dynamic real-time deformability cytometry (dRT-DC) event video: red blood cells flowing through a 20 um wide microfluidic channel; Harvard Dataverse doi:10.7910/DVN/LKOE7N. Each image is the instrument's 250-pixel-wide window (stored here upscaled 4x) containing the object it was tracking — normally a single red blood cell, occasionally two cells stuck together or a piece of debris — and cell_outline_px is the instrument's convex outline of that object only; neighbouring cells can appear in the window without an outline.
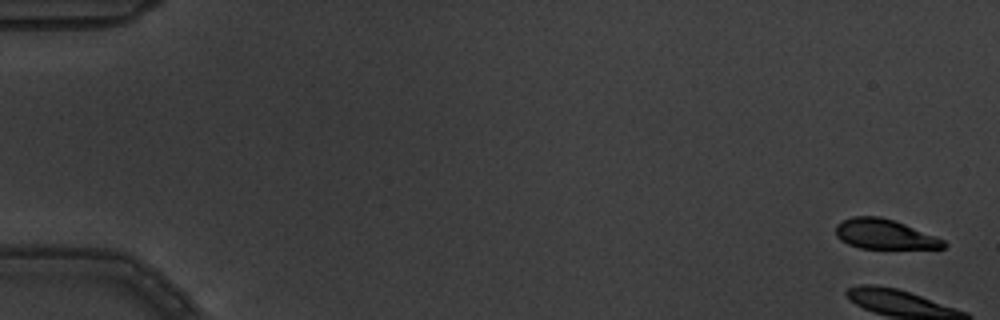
{"species": "common noctule bat (a hibernating species)", "species_latin": "Nyctalus noctula", "temperature_condition": "warm", "stored_images_in_passage": 6, "camera_frame_rate_fps": 3000, "um_per_image_px": 0.085, "animal": {"sex": "male", "body_mass_g": 19.5, "forearm_length_mm": 54.6}, "frame": {"image": 1, "passage_image": 1, "time_ms": 0.0, "image_size_px": [1000, 320], "cell_outline_px": [[948, 244], [944, 248], [860, 248], [848, 244], [840, 240], [836, 236], [836, 224], [852, 216], [880, 216], [904, 224], [936, 236], [944, 240]], "centroid_in_image_um": [75.17, 19.91], "position_along_channel_um": 9.8, "area_um2": 18.61}}